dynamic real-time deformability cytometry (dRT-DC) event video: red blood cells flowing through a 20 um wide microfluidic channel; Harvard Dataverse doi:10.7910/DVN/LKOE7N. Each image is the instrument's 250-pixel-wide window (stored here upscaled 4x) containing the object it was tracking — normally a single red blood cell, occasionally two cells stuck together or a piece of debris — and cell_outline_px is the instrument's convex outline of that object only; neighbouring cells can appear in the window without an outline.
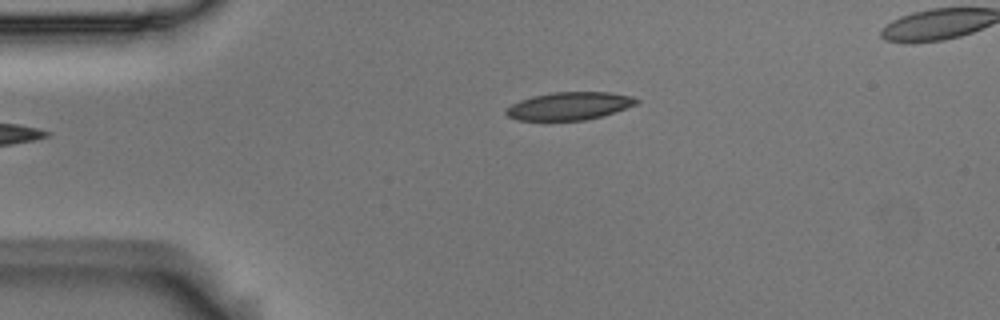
{"species": "Egyptian fruit bat (a non-hibernating species)", "species_latin": "Rousettus aegyptiacus", "temperature_condition": "room temperature", "stored_images_in_passage": 38, "camera_frame_rate_fps": 3000, "um_per_image_px": 0.085, "animal": {"sex": "male"}, "frame": {"image": 1, "passage_image": 1, "time_ms": 0.0, "image_size_px": [1000, 320], "cell_outline_px": [[640, 100], [636, 104], [604, 116], [584, 120], [516, 120], [508, 116], [504, 112], [504, 108], [520, 100], [532, 96], [552, 92], [612, 92], [632, 96]], "centroid_in_image_um": [48.38, 9.0], "position_along_channel_um": 36.6, "area_um2": 21.27}}
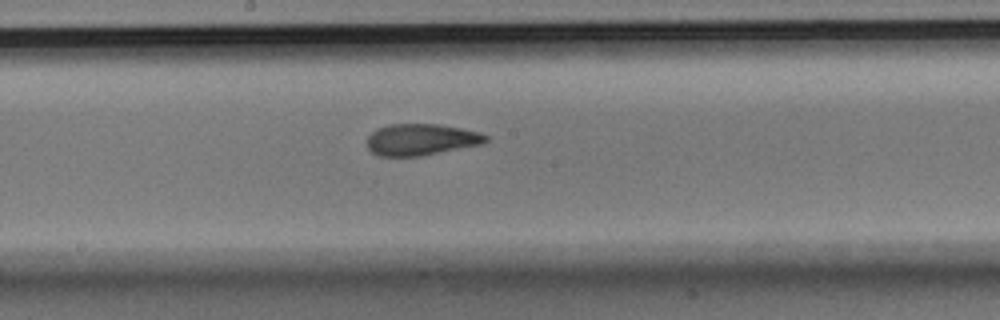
{"frame": {"image": 2, "passage_image": 18, "time_ms": 5.667, "image_size_px": [1000, 320], "cell_outline_px": [[488, 140], [484, 144], [420, 156], [376, 156], [368, 148], [368, 136], [376, 128], [388, 124], [440, 124], [480, 132], [488, 136]], "centroid_in_image_um": [35.8, 11.86], "position_along_channel_um": 212.4, "area_um2": 21.96}}
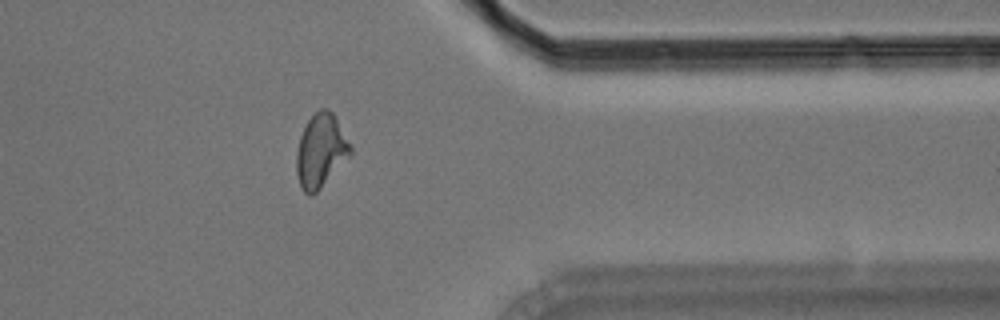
{"frame": {"image": 3, "passage_image": 33, "time_ms": 10.667, "image_size_px": [1000, 320], "cell_outline_px": [[352, 152], [320, 188], [312, 196], [308, 196], [304, 192], [300, 184], [296, 172], [296, 156], [300, 136], [308, 120], [320, 108], [324, 108], [332, 112], [352, 148]], "centroid_in_image_um": [27.23, 12.83], "position_along_channel_um": 384.2, "area_um2": 22.48}, "authors_computed_cell_mechanics": {"area_um2": 21.9929, "velocity_mm_per_s": 3.6805, "shape_relaxation_time_tau1_ms": 6.1071, "shape_relaxation_time_tau2_ms": 2.2721, "deformation_change_tau1": 0.1744, "deformation_change_tau2": 0.0987}}